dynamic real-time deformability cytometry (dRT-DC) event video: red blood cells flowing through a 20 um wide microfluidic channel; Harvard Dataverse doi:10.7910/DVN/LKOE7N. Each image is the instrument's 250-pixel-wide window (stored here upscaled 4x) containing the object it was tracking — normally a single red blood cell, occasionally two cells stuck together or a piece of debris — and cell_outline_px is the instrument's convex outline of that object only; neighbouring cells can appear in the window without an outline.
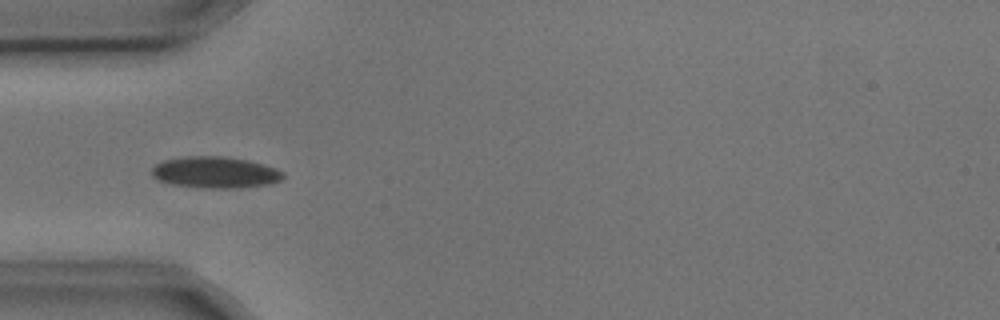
{"species": "common noctule bat (a hibernating species)", "species_latin": "Nyctalus noctula", "temperature_condition": "cold", "stored_images_in_passage": 5, "camera_frame_rate_fps": 3000, "um_per_image_px": 0.085, "animal": {"sex": "male", "body_mass_g": 17.9, "forearm_length_mm": 54.2}, "frame": {"image": 1, "passage_image": 3, "time_ms": 0.667, "image_size_px": [1000, 320], "cell_outline_px": [[284, 176], [280, 180], [272, 184], [228, 188], [204, 188], [172, 184], [160, 180], [152, 176], [152, 168], [156, 164], [164, 160], [188, 156], [220, 156], [248, 160], [264, 164], [276, 168], [284, 172]], "centroid_in_image_um": [18.32, 14.65], "position_along_channel_um": 66.7, "area_um2": 23.93}}
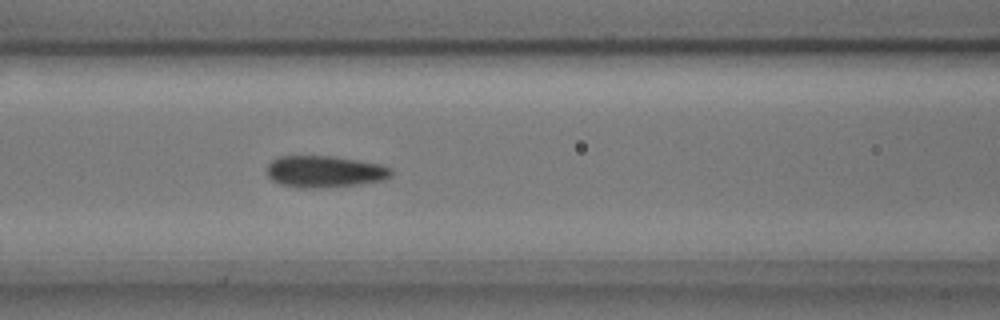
{"frame": {"image": 2, "passage_image": 5, "time_ms": 1.333, "image_size_px": [1000, 320], "cell_outline_px": [[392, 176], [384, 180], [360, 184], [324, 188], [300, 188], [280, 184], [272, 180], [268, 176], [268, 164], [272, 160], [280, 156], [332, 156], [360, 160], [380, 164], [392, 168]], "centroid_in_image_um": [27.63, 14.59], "position_along_channel_um": 139.0, "area_um2": 23.18}}